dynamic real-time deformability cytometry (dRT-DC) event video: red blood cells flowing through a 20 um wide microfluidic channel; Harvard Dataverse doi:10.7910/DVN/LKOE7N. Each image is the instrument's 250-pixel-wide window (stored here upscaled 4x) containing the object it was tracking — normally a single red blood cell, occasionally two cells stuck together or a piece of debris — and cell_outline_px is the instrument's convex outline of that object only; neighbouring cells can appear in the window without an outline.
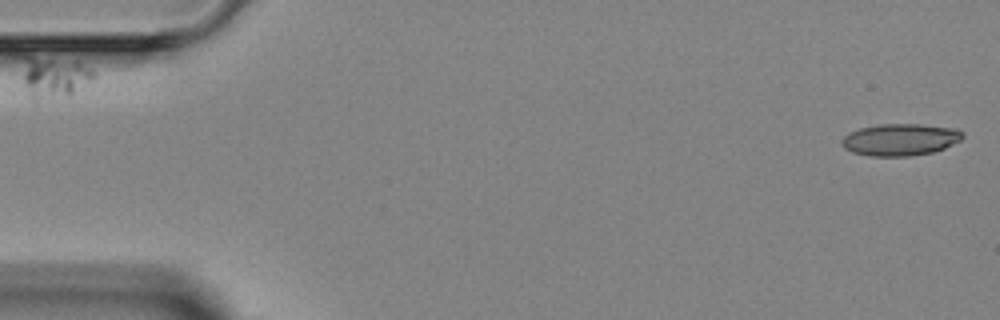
{"species": "Egyptian fruit bat (a non-hibernating species)", "species_latin": "Rousettus aegyptiacus", "temperature_condition": "room temperature", "stored_images_in_passage": 5, "camera_frame_rate_fps": 3000, "um_per_image_px": 0.085, "animal": {"sex": "female"}, "frame": {"image": 1, "passage_image": 1, "time_ms": 0.0, "image_size_px": [1000, 320], "cell_outline_px": [[964, 136], [960, 140], [944, 148], [932, 152], [912, 156], [868, 156], [852, 152], [844, 148], [840, 144], [840, 140], [848, 132], [860, 128], [880, 124], [920, 124], [956, 128], [964, 132]], "centroid_in_image_um": [76.49, 11.87], "position_along_channel_um": 8.5, "area_um2": 22.72}}
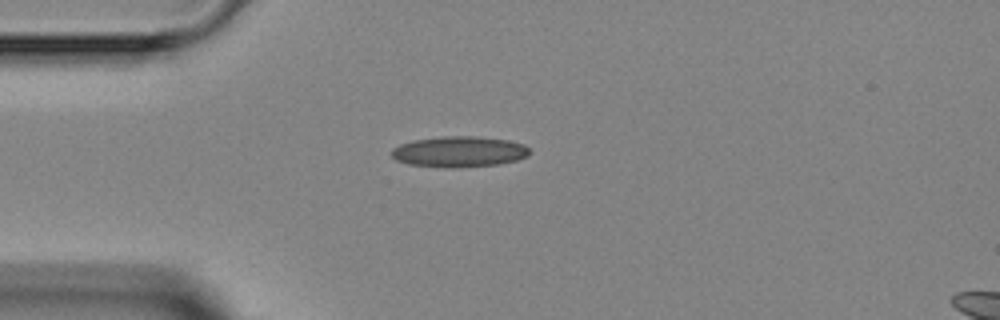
{"frame": {"image": 2, "passage_image": 4, "time_ms": 3.667, "image_size_px": [1000, 320], "cell_outline_px": [[532, 152], [528, 156], [516, 160], [500, 164], [452, 168], [448, 168], [408, 164], [396, 160], [392, 156], [392, 148], [400, 144], [412, 140], [440, 136], [476, 136], [508, 140], [524, 144]], "centroid_in_image_um": [39.03, 12.89], "position_along_channel_um": 46.0, "area_um2": 24.97}}